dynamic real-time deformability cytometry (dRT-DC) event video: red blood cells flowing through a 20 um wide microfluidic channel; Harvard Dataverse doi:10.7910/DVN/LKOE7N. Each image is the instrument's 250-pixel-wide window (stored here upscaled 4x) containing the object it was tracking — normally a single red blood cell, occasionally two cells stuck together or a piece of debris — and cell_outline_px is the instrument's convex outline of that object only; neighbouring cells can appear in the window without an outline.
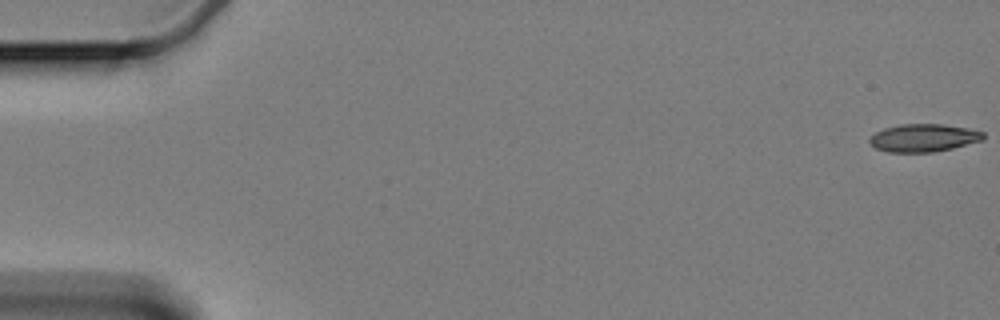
{"species": "Egyptian fruit bat (a non-hibernating species)", "species_latin": "Rousettus aegyptiacus", "temperature_condition": "cold", "stored_images_in_passage": 60, "camera_frame_rate_fps": 3000, "um_per_image_px": 0.085, "animal": {"sex": "female"}, "frame": {"image": 1, "passage_image": 1, "time_ms": 0.0, "image_size_px": [1000, 320], "cell_outline_px": [[984, 140], [952, 148], [932, 152], [888, 152], [876, 148], [868, 140], [876, 132], [884, 128], [900, 124], [944, 124], [968, 128], [984, 132]], "centroid_in_image_um": [78.53, 11.71], "position_along_channel_um": 6.5, "area_um2": 18.38}}
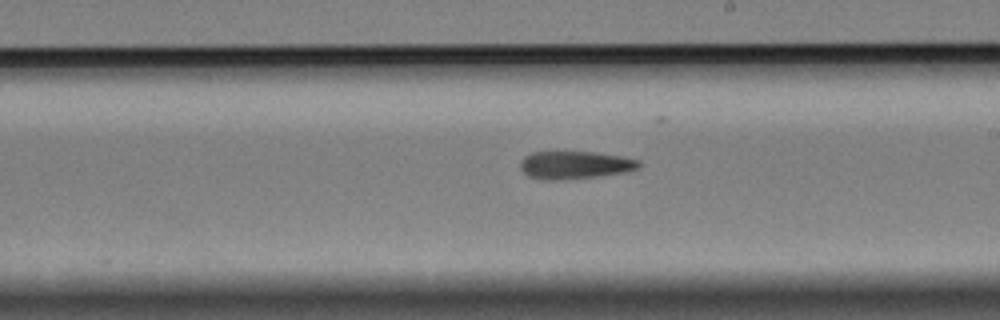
{"frame": {"image": 2, "passage_image": 35, "time_ms": 11.333, "image_size_px": [1000, 320], "cell_outline_px": [[640, 168], [624, 172], [596, 176], [556, 180], [544, 180], [528, 176], [520, 168], [520, 160], [524, 156], [532, 152], [596, 152], [624, 156], [640, 160]], "centroid_in_image_um": [48.87, 14.01], "position_along_channel_um": 240.1, "area_um2": 19.25}}
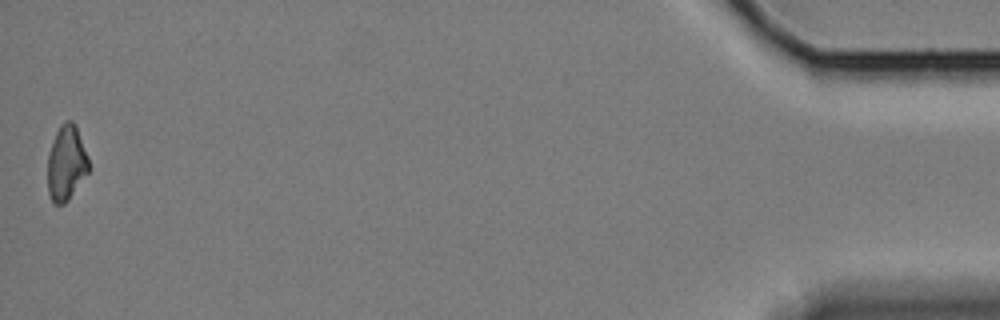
{"frame": {"image": 3, "passage_image": 60, "time_ms": 19.667, "image_size_px": [1000, 320], "cell_outline_px": [[88, 172], [68, 200], [64, 204], [52, 204], [48, 192], [48, 152], [56, 132], [60, 124], [64, 120], [72, 120], [76, 124], [88, 156]], "centroid_in_image_um": [5.63, 13.83], "position_along_channel_um": 429.6, "area_um2": 18.09}, "authors_computed_cell_mechanics": {"area_um2": 19.2474, "velocity_mm_per_s": 3.3591, "shape_relaxation_time_tau1_ms": null, "shape_relaxation_time_tau2_ms": 9.1459, "deformation_change_tau1": null, "deformation_change_tau2": 0.1804}}